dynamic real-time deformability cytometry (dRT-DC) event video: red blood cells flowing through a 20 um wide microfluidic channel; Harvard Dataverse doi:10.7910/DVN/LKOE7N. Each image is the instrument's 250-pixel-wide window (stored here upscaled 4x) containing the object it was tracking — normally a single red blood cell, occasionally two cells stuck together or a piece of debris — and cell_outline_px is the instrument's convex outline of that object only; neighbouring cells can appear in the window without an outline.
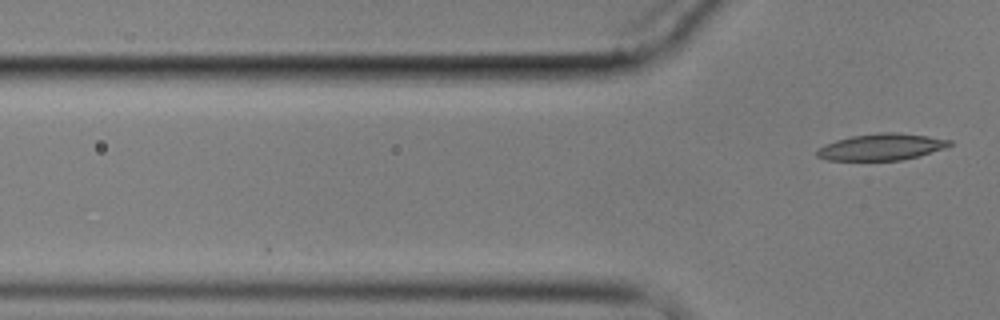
{"species": "common noctule bat (a hibernating species)", "species_latin": "Nyctalus noctula", "temperature_condition": "cold", "stored_images_in_passage": 6, "camera_frame_rate_fps": 3000, "um_per_image_px": 0.085, "animal": {"sex": "male", "body_mass_g": 17.9}, "frame": {"image": 1, "passage_image": 6, "time_ms": 6.333, "image_size_px": [1000, 320], "cell_outline_px": [[952, 144], [944, 148], [920, 156], [904, 160], [828, 160], [816, 156], [816, 152], [824, 144], [836, 140], [852, 136], [880, 132], [896, 132], [928, 136], [952, 140]], "centroid_in_image_um": [74.94, 12.49], "position_along_channel_um": 50.9, "area_um2": 20.52}}